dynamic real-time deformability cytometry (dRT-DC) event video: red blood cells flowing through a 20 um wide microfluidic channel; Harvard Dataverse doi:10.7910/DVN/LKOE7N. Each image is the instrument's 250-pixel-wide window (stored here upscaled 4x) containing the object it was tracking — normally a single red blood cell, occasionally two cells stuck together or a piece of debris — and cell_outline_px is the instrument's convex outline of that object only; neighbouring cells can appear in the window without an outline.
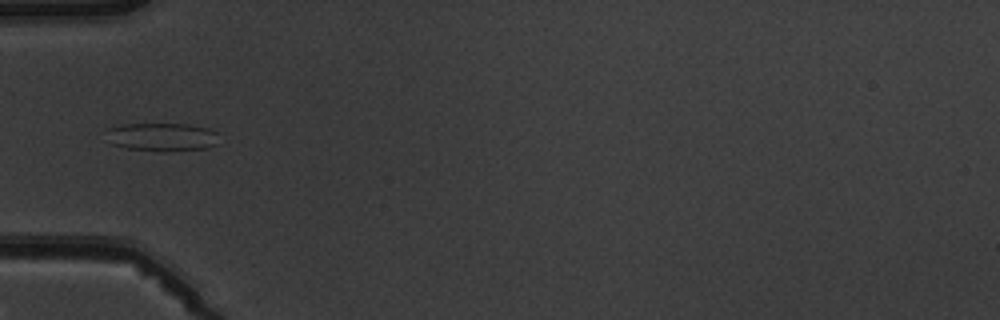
{"species": "common noctule bat (a hibernating species)", "species_latin": "Nyctalus noctula", "temperature_condition": "warm", "stored_images_in_passage": 5, "camera_frame_rate_fps": 3000, "um_per_image_px": 0.085, "animal": {"sex": "male", "body_mass_g": 19.5, "forearm_length_mm": 54.6}, "frame": {"image": 1, "passage_image": 5, "time_ms": 5.333, "image_size_px": [1000, 320], "cell_outline_px": [[216, 144], [208, 148], [164, 152], [160, 152], [124, 148], [112, 144], [108, 128], [120, 124], [184, 124], [208, 128], [216, 132]], "centroid_in_image_um": [13.78, 11.66], "position_along_channel_um": 71.2, "area_um2": 18.5}}